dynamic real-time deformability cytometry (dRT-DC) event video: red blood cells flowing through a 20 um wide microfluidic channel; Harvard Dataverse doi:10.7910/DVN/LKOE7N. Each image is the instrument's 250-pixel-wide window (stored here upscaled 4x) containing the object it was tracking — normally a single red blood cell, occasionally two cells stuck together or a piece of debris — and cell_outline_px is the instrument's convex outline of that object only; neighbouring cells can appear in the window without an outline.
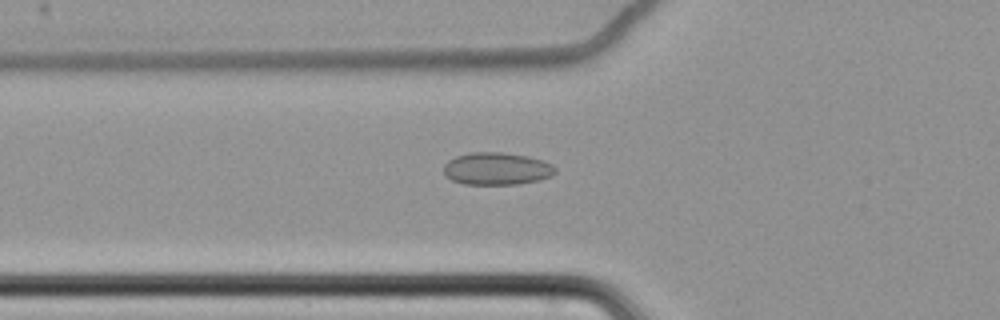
{"species": "common noctule bat (a hibernating species)", "species_latin": "Nyctalus noctula", "temperature_condition": "cold", "stored_images_in_passage": 63, "camera_frame_rate_fps": 3000, "um_per_image_px": 0.085, "animal": {"sex": "female", "body_mass_g": 22.7, "forearm_length_mm": 54.2}, "frame": {"image": 1, "passage_image": 25, "time_ms": 8.0, "image_size_px": [1000, 320], "cell_outline_px": [[556, 172], [540, 180], [516, 184], [464, 184], [452, 180], [444, 172], [444, 164], [448, 160], [456, 156], [472, 152], [504, 152], [528, 156], [544, 160], [552, 164], [556, 168]], "centroid_in_image_um": [42.24, 14.33], "position_along_channel_um": 83.6, "area_um2": 21.1}}
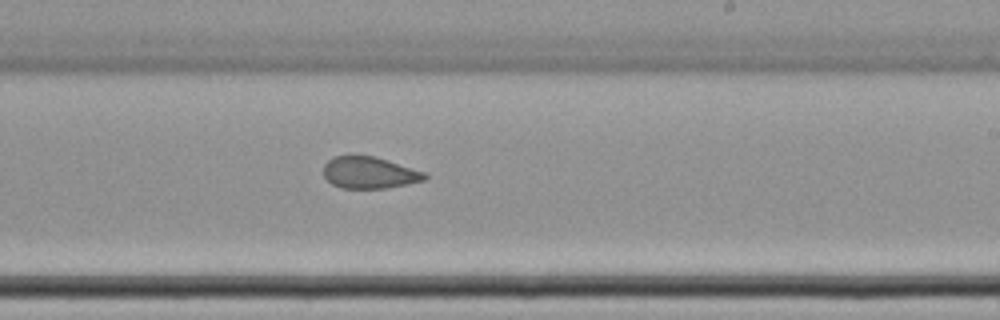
{"frame": {"image": 2, "passage_image": 40, "time_ms": 13.0, "image_size_px": [1000, 320], "cell_outline_px": [[428, 176], [424, 180], [408, 184], [388, 188], [340, 188], [332, 184], [324, 176], [324, 164], [332, 156], [376, 156], [428, 172]], "centroid_in_image_um": [31.44, 14.67], "position_along_channel_um": 257.6, "area_um2": 18.96}}
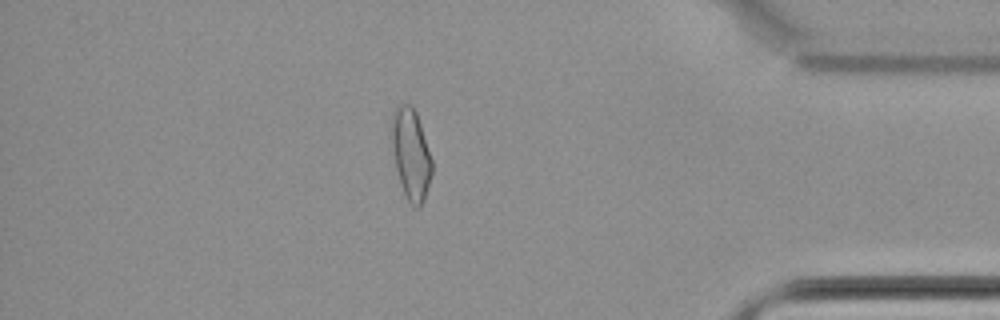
{"frame": {"image": 3, "passage_image": 55, "time_ms": 18.0, "image_size_px": [1000, 320], "cell_outline_px": [[432, 176], [424, 200], [416, 208], [408, 200], [400, 184], [396, 168], [392, 148], [392, 112], [400, 104], [412, 104], [416, 112], [432, 160]], "centroid_in_image_um": [34.93, 13.09], "position_along_channel_um": 400.3, "area_um2": 21.1}, "authors_computed_cell_mechanics": {"area_um2": 21.097, "velocity_mm_per_s": 3.4893, "shape_relaxation_time_tau1_ms": null, "shape_relaxation_time_tau2_ms": 2.0806, "deformation_change_tau1": null, "deformation_change_tau2": 0.0674}}